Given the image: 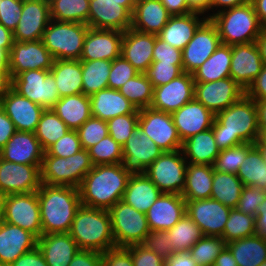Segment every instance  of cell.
Here are the masks:
<instances>
[{"label": "cell", "mask_w": 266, "mask_h": 266, "mask_svg": "<svg viewBox=\"0 0 266 266\" xmlns=\"http://www.w3.org/2000/svg\"><path fill=\"white\" fill-rule=\"evenodd\" d=\"M212 130L220 151L242 143L258 144L260 133L255 101L243 95L216 114Z\"/></svg>", "instance_id": "6da1fadb"}, {"label": "cell", "mask_w": 266, "mask_h": 266, "mask_svg": "<svg viewBox=\"0 0 266 266\" xmlns=\"http://www.w3.org/2000/svg\"><path fill=\"white\" fill-rule=\"evenodd\" d=\"M130 176L122 163L94 165L78 188L81 205L109 210L122 200Z\"/></svg>", "instance_id": "7a4b0ae2"}, {"label": "cell", "mask_w": 266, "mask_h": 266, "mask_svg": "<svg viewBox=\"0 0 266 266\" xmlns=\"http://www.w3.org/2000/svg\"><path fill=\"white\" fill-rule=\"evenodd\" d=\"M42 235L68 233L81 206L79 189L42 183L37 190Z\"/></svg>", "instance_id": "3957f363"}, {"label": "cell", "mask_w": 266, "mask_h": 266, "mask_svg": "<svg viewBox=\"0 0 266 266\" xmlns=\"http://www.w3.org/2000/svg\"><path fill=\"white\" fill-rule=\"evenodd\" d=\"M80 250L104 253L116 247L109 211L81 205L68 232Z\"/></svg>", "instance_id": "277c9868"}, {"label": "cell", "mask_w": 266, "mask_h": 266, "mask_svg": "<svg viewBox=\"0 0 266 266\" xmlns=\"http://www.w3.org/2000/svg\"><path fill=\"white\" fill-rule=\"evenodd\" d=\"M209 19L217 28L221 44L229 46L256 42L264 28L251 2L217 12Z\"/></svg>", "instance_id": "5b68a950"}, {"label": "cell", "mask_w": 266, "mask_h": 266, "mask_svg": "<svg viewBox=\"0 0 266 266\" xmlns=\"http://www.w3.org/2000/svg\"><path fill=\"white\" fill-rule=\"evenodd\" d=\"M93 166L88 150L85 149L67 158L43 156L40 168L41 183L79 188Z\"/></svg>", "instance_id": "8992f818"}, {"label": "cell", "mask_w": 266, "mask_h": 266, "mask_svg": "<svg viewBox=\"0 0 266 266\" xmlns=\"http://www.w3.org/2000/svg\"><path fill=\"white\" fill-rule=\"evenodd\" d=\"M88 29L84 23L51 19L42 41L55 60H80Z\"/></svg>", "instance_id": "52a82bcc"}, {"label": "cell", "mask_w": 266, "mask_h": 266, "mask_svg": "<svg viewBox=\"0 0 266 266\" xmlns=\"http://www.w3.org/2000/svg\"><path fill=\"white\" fill-rule=\"evenodd\" d=\"M116 247L142 244L150 230L145 213L120 200L109 210Z\"/></svg>", "instance_id": "ba28073f"}, {"label": "cell", "mask_w": 266, "mask_h": 266, "mask_svg": "<svg viewBox=\"0 0 266 266\" xmlns=\"http://www.w3.org/2000/svg\"><path fill=\"white\" fill-rule=\"evenodd\" d=\"M11 88L44 109H52L61 98L50 70H27L11 79Z\"/></svg>", "instance_id": "9c48e42d"}, {"label": "cell", "mask_w": 266, "mask_h": 266, "mask_svg": "<svg viewBox=\"0 0 266 266\" xmlns=\"http://www.w3.org/2000/svg\"><path fill=\"white\" fill-rule=\"evenodd\" d=\"M187 163L182 150L163 152L145 174L162 193L181 195L185 187Z\"/></svg>", "instance_id": "30bf717a"}, {"label": "cell", "mask_w": 266, "mask_h": 266, "mask_svg": "<svg viewBox=\"0 0 266 266\" xmlns=\"http://www.w3.org/2000/svg\"><path fill=\"white\" fill-rule=\"evenodd\" d=\"M2 221L31 232L37 239L41 237L42 224L37 191L3 196Z\"/></svg>", "instance_id": "8fae6325"}, {"label": "cell", "mask_w": 266, "mask_h": 266, "mask_svg": "<svg viewBox=\"0 0 266 266\" xmlns=\"http://www.w3.org/2000/svg\"><path fill=\"white\" fill-rule=\"evenodd\" d=\"M136 1L90 0L88 26L125 32L131 28Z\"/></svg>", "instance_id": "7c38bea8"}, {"label": "cell", "mask_w": 266, "mask_h": 266, "mask_svg": "<svg viewBox=\"0 0 266 266\" xmlns=\"http://www.w3.org/2000/svg\"><path fill=\"white\" fill-rule=\"evenodd\" d=\"M138 126L163 152L182 149L183 142L178 135L171 113L151 107L140 109Z\"/></svg>", "instance_id": "4fadbf2b"}, {"label": "cell", "mask_w": 266, "mask_h": 266, "mask_svg": "<svg viewBox=\"0 0 266 266\" xmlns=\"http://www.w3.org/2000/svg\"><path fill=\"white\" fill-rule=\"evenodd\" d=\"M54 57L45 47L42 39L38 41L20 42L14 40L8 54V71L10 78L27 70H50Z\"/></svg>", "instance_id": "5bb4252c"}, {"label": "cell", "mask_w": 266, "mask_h": 266, "mask_svg": "<svg viewBox=\"0 0 266 266\" xmlns=\"http://www.w3.org/2000/svg\"><path fill=\"white\" fill-rule=\"evenodd\" d=\"M221 44L216 26L206 19L182 50L183 72L192 74Z\"/></svg>", "instance_id": "9a60e30c"}, {"label": "cell", "mask_w": 266, "mask_h": 266, "mask_svg": "<svg viewBox=\"0 0 266 266\" xmlns=\"http://www.w3.org/2000/svg\"><path fill=\"white\" fill-rule=\"evenodd\" d=\"M245 90L231 77L211 82H195L194 99L215 115L237 102Z\"/></svg>", "instance_id": "2e32d148"}, {"label": "cell", "mask_w": 266, "mask_h": 266, "mask_svg": "<svg viewBox=\"0 0 266 266\" xmlns=\"http://www.w3.org/2000/svg\"><path fill=\"white\" fill-rule=\"evenodd\" d=\"M41 165L13 163L0 158V194L36 192L41 186Z\"/></svg>", "instance_id": "e0dca14e"}, {"label": "cell", "mask_w": 266, "mask_h": 266, "mask_svg": "<svg viewBox=\"0 0 266 266\" xmlns=\"http://www.w3.org/2000/svg\"><path fill=\"white\" fill-rule=\"evenodd\" d=\"M122 148V166L130 175L145 174L151 163L163 153L139 126H137Z\"/></svg>", "instance_id": "ac0fdd59"}, {"label": "cell", "mask_w": 266, "mask_h": 266, "mask_svg": "<svg viewBox=\"0 0 266 266\" xmlns=\"http://www.w3.org/2000/svg\"><path fill=\"white\" fill-rule=\"evenodd\" d=\"M231 209L213 198L186 201V214L205 236L222 237Z\"/></svg>", "instance_id": "d6986e66"}, {"label": "cell", "mask_w": 266, "mask_h": 266, "mask_svg": "<svg viewBox=\"0 0 266 266\" xmlns=\"http://www.w3.org/2000/svg\"><path fill=\"white\" fill-rule=\"evenodd\" d=\"M195 81L192 74L183 72L167 84L154 87L151 108L172 113L194 99Z\"/></svg>", "instance_id": "ffe728a7"}, {"label": "cell", "mask_w": 266, "mask_h": 266, "mask_svg": "<svg viewBox=\"0 0 266 266\" xmlns=\"http://www.w3.org/2000/svg\"><path fill=\"white\" fill-rule=\"evenodd\" d=\"M50 20L48 0H23L21 18L13 31L14 40L20 42L41 40Z\"/></svg>", "instance_id": "44dd1931"}, {"label": "cell", "mask_w": 266, "mask_h": 266, "mask_svg": "<svg viewBox=\"0 0 266 266\" xmlns=\"http://www.w3.org/2000/svg\"><path fill=\"white\" fill-rule=\"evenodd\" d=\"M123 32L90 28L86 33L80 60H109L121 56Z\"/></svg>", "instance_id": "7402d4cb"}, {"label": "cell", "mask_w": 266, "mask_h": 266, "mask_svg": "<svg viewBox=\"0 0 266 266\" xmlns=\"http://www.w3.org/2000/svg\"><path fill=\"white\" fill-rule=\"evenodd\" d=\"M262 66L256 42L231 46L230 77L245 91L261 72Z\"/></svg>", "instance_id": "603a6c76"}, {"label": "cell", "mask_w": 266, "mask_h": 266, "mask_svg": "<svg viewBox=\"0 0 266 266\" xmlns=\"http://www.w3.org/2000/svg\"><path fill=\"white\" fill-rule=\"evenodd\" d=\"M4 110L17 131L35 132L41 114L45 110L37 103L31 102L10 88L0 101Z\"/></svg>", "instance_id": "cb8c5ba5"}, {"label": "cell", "mask_w": 266, "mask_h": 266, "mask_svg": "<svg viewBox=\"0 0 266 266\" xmlns=\"http://www.w3.org/2000/svg\"><path fill=\"white\" fill-rule=\"evenodd\" d=\"M171 116L182 142L212 128L216 117L212 111L195 99L172 112Z\"/></svg>", "instance_id": "d4e9b609"}, {"label": "cell", "mask_w": 266, "mask_h": 266, "mask_svg": "<svg viewBox=\"0 0 266 266\" xmlns=\"http://www.w3.org/2000/svg\"><path fill=\"white\" fill-rule=\"evenodd\" d=\"M186 213V201L179 194L162 193L145 213L150 231L168 230Z\"/></svg>", "instance_id": "484cf974"}, {"label": "cell", "mask_w": 266, "mask_h": 266, "mask_svg": "<svg viewBox=\"0 0 266 266\" xmlns=\"http://www.w3.org/2000/svg\"><path fill=\"white\" fill-rule=\"evenodd\" d=\"M155 34L142 33L132 28L123 32L121 56L139 73H144L153 62Z\"/></svg>", "instance_id": "4316f807"}, {"label": "cell", "mask_w": 266, "mask_h": 266, "mask_svg": "<svg viewBox=\"0 0 266 266\" xmlns=\"http://www.w3.org/2000/svg\"><path fill=\"white\" fill-rule=\"evenodd\" d=\"M44 153L34 132L16 131L0 150V158L13 163L41 165Z\"/></svg>", "instance_id": "83f0119b"}, {"label": "cell", "mask_w": 266, "mask_h": 266, "mask_svg": "<svg viewBox=\"0 0 266 266\" xmlns=\"http://www.w3.org/2000/svg\"><path fill=\"white\" fill-rule=\"evenodd\" d=\"M37 246V238L19 226L0 222V264L9 266Z\"/></svg>", "instance_id": "f1b7e54d"}, {"label": "cell", "mask_w": 266, "mask_h": 266, "mask_svg": "<svg viewBox=\"0 0 266 266\" xmlns=\"http://www.w3.org/2000/svg\"><path fill=\"white\" fill-rule=\"evenodd\" d=\"M37 247L48 266H68L80 250L69 233H52L41 235Z\"/></svg>", "instance_id": "f546056e"}, {"label": "cell", "mask_w": 266, "mask_h": 266, "mask_svg": "<svg viewBox=\"0 0 266 266\" xmlns=\"http://www.w3.org/2000/svg\"><path fill=\"white\" fill-rule=\"evenodd\" d=\"M171 16L160 0H136L131 28L158 35Z\"/></svg>", "instance_id": "4dcf8cb0"}, {"label": "cell", "mask_w": 266, "mask_h": 266, "mask_svg": "<svg viewBox=\"0 0 266 266\" xmlns=\"http://www.w3.org/2000/svg\"><path fill=\"white\" fill-rule=\"evenodd\" d=\"M206 19L205 15L198 12L171 16L167 24L158 34V37L172 47L183 50L193 38L195 31Z\"/></svg>", "instance_id": "1f68e13d"}, {"label": "cell", "mask_w": 266, "mask_h": 266, "mask_svg": "<svg viewBox=\"0 0 266 266\" xmlns=\"http://www.w3.org/2000/svg\"><path fill=\"white\" fill-rule=\"evenodd\" d=\"M91 115L103 121L134 113L135 106L119 91L106 88L90 96Z\"/></svg>", "instance_id": "d6a6232c"}, {"label": "cell", "mask_w": 266, "mask_h": 266, "mask_svg": "<svg viewBox=\"0 0 266 266\" xmlns=\"http://www.w3.org/2000/svg\"><path fill=\"white\" fill-rule=\"evenodd\" d=\"M184 158L191 164L213 166L220 150L217 148L212 128L193 135L183 141Z\"/></svg>", "instance_id": "836d02e7"}, {"label": "cell", "mask_w": 266, "mask_h": 266, "mask_svg": "<svg viewBox=\"0 0 266 266\" xmlns=\"http://www.w3.org/2000/svg\"><path fill=\"white\" fill-rule=\"evenodd\" d=\"M161 194L146 174L131 175L122 201L137 211L146 213Z\"/></svg>", "instance_id": "e575fe53"}, {"label": "cell", "mask_w": 266, "mask_h": 266, "mask_svg": "<svg viewBox=\"0 0 266 266\" xmlns=\"http://www.w3.org/2000/svg\"><path fill=\"white\" fill-rule=\"evenodd\" d=\"M213 175L214 166L187 163L185 187L181 194L185 201L210 198Z\"/></svg>", "instance_id": "d590c367"}, {"label": "cell", "mask_w": 266, "mask_h": 266, "mask_svg": "<svg viewBox=\"0 0 266 266\" xmlns=\"http://www.w3.org/2000/svg\"><path fill=\"white\" fill-rule=\"evenodd\" d=\"M52 110L70 130H77L92 116L90 97L83 93L61 97Z\"/></svg>", "instance_id": "8d00e7d4"}, {"label": "cell", "mask_w": 266, "mask_h": 266, "mask_svg": "<svg viewBox=\"0 0 266 266\" xmlns=\"http://www.w3.org/2000/svg\"><path fill=\"white\" fill-rule=\"evenodd\" d=\"M50 71L60 97L83 93L80 60H54Z\"/></svg>", "instance_id": "74e56055"}, {"label": "cell", "mask_w": 266, "mask_h": 266, "mask_svg": "<svg viewBox=\"0 0 266 266\" xmlns=\"http://www.w3.org/2000/svg\"><path fill=\"white\" fill-rule=\"evenodd\" d=\"M231 46L220 44L216 51L193 73L195 82H211L230 77Z\"/></svg>", "instance_id": "f35d334b"}, {"label": "cell", "mask_w": 266, "mask_h": 266, "mask_svg": "<svg viewBox=\"0 0 266 266\" xmlns=\"http://www.w3.org/2000/svg\"><path fill=\"white\" fill-rule=\"evenodd\" d=\"M238 266H259L266 261V239L256 234L226 244Z\"/></svg>", "instance_id": "ab89813d"}, {"label": "cell", "mask_w": 266, "mask_h": 266, "mask_svg": "<svg viewBox=\"0 0 266 266\" xmlns=\"http://www.w3.org/2000/svg\"><path fill=\"white\" fill-rule=\"evenodd\" d=\"M237 176L244 186H253L266 190L265 153L259 144H256L247 153Z\"/></svg>", "instance_id": "60d3db41"}, {"label": "cell", "mask_w": 266, "mask_h": 266, "mask_svg": "<svg viewBox=\"0 0 266 266\" xmlns=\"http://www.w3.org/2000/svg\"><path fill=\"white\" fill-rule=\"evenodd\" d=\"M243 187L237 174L219 172L214 169L210 198L233 209L237 207Z\"/></svg>", "instance_id": "b9f144b4"}, {"label": "cell", "mask_w": 266, "mask_h": 266, "mask_svg": "<svg viewBox=\"0 0 266 266\" xmlns=\"http://www.w3.org/2000/svg\"><path fill=\"white\" fill-rule=\"evenodd\" d=\"M83 94L91 96L108 88V77L112 66L109 60H80Z\"/></svg>", "instance_id": "7bdbcfd3"}, {"label": "cell", "mask_w": 266, "mask_h": 266, "mask_svg": "<svg viewBox=\"0 0 266 266\" xmlns=\"http://www.w3.org/2000/svg\"><path fill=\"white\" fill-rule=\"evenodd\" d=\"M50 18L54 21L88 25L90 0H48Z\"/></svg>", "instance_id": "ee69618b"}, {"label": "cell", "mask_w": 266, "mask_h": 266, "mask_svg": "<svg viewBox=\"0 0 266 266\" xmlns=\"http://www.w3.org/2000/svg\"><path fill=\"white\" fill-rule=\"evenodd\" d=\"M174 252L189 251L204 235L199 226L185 213L178 223L167 230Z\"/></svg>", "instance_id": "f6af8a7d"}, {"label": "cell", "mask_w": 266, "mask_h": 266, "mask_svg": "<svg viewBox=\"0 0 266 266\" xmlns=\"http://www.w3.org/2000/svg\"><path fill=\"white\" fill-rule=\"evenodd\" d=\"M69 130L67 125L52 109H45L34 133L40 141L43 150L46 151Z\"/></svg>", "instance_id": "bcb514c9"}, {"label": "cell", "mask_w": 266, "mask_h": 266, "mask_svg": "<svg viewBox=\"0 0 266 266\" xmlns=\"http://www.w3.org/2000/svg\"><path fill=\"white\" fill-rule=\"evenodd\" d=\"M136 109L151 106L154 87L144 73H138L118 89Z\"/></svg>", "instance_id": "7dc6e473"}, {"label": "cell", "mask_w": 266, "mask_h": 266, "mask_svg": "<svg viewBox=\"0 0 266 266\" xmlns=\"http://www.w3.org/2000/svg\"><path fill=\"white\" fill-rule=\"evenodd\" d=\"M255 233V217L240 212L236 208L231 209L222 235L226 244L253 236Z\"/></svg>", "instance_id": "c3c4849f"}, {"label": "cell", "mask_w": 266, "mask_h": 266, "mask_svg": "<svg viewBox=\"0 0 266 266\" xmlns=\"http://www.w3.org/2000/svg\"><path fill=\"white\" fill-rule=\"evenodd\" d=\"M226 247L220 236H203L189 250L198 266H213L217 256Z\"/></svg>", "instance_id": "681fc988"}, {"label": "cell", "mask_w": 266, "mask_h": 266, "mask_svg": "<svg viewBox=\"0 0 266 266\" xmlns=\"http://www.w3.org/2000/svg\"><path fill=\"white\" fill-rule=\"evenodd\" d=\"M93 165L119 164L123 160V148L110 135L88 149Z\"/></svg>", "instance_id": "f907efd6"}, {"label": "cell", "mask_w": 266, "mask_h": 266, "mask_svg": "<svg viewBox=\"0 0 266 266\" xmlns=\"http://www.w3.org/2000/svg\"><path fill=\"white\" fill-rule=\"evenodd\" d=\"M253 143H242L240 145L221 150L214 163V169L219 172L237 174L239 168L246 158L247 153L255 146Z\"/></svg>", "instance_id": "816d5d0a"}, {"label": "cell", "mask_w": 266, "mask_h": 266, "mask_svg": "<svg viewBox=\"0 0 266 266\" xmlns=\"http://www.w3.org/2000/svg\"><path fill=\"white\" fill-rule=\"evenodd\" d=\"M138 120V109L134 113L114 117L107 121L108 134L123 146L137 128Z\"/></svg>", "instance_id": "f5cc1de1"}, {"label": "cell", "mask_w": 266, "mask_h": 266, "mask_svg": "<svg viewBox=\"0 0 266 266\" xmlns=\"http://www.w3.org/2000/svg\"><path fill=\"white\" fill-rule=\"evenodd\" d=\"M82 149L88 150L108 134L107 121L91 116L77 130Z\"/></svg>", "instance_id": "db71d44e"}, {"label": "cell", "mask_w": 266, "mask_h": 266, "mask_svg": "<svg viewBox=\"0 0 266 266\" xmlns=\"http://www.w3.org/2000/svg\"><path fill=\"white\" fill-rule=\"evenodd\" d=\"M182 73L183 65L166 64L161 61H153L144 72L153 87L167 84Z\"/></svg>", "instance_id": "11a10c76"}, {"label": "cell", "mask_w": 266, "mask_h": 266, "mask_svg": "<svg viewBox=\"0 0 266 266\" xmlns=\"http://www.w3.org/2000/svg\"><path fill=\"white\" fill-rule=\"evenodd\" d=\"M80 150H82V146L77 131L69 130L45 151L44 156L67 158Z\"/></svg>", "instance_id": "9f6ffc18"}, {"label": "cell", "mask_w": 266, "mask_h": 266, "mask_svg": "<svg viewBox=\"0 0 266 266\" xmlns=\"http://www.w3.org/2000/svg\"><path fill=\"white\" fill-rule=\"evenodd\" d=\"M266 198V190L253 186H244L236 209L256 217L260 205Z\"/></svg>", "instance_id": "6f0895ef"}, {"label": "cell", "mask_w": 266, "mask_h": 266, "mask_svg": "<svg viewBox=\"0 0 266 266\" xmlns=\"http://www.w3.org/2000/svg\"><path fill=\"white\" fill-rule=\"evenodd\" d=\"M138 73L139 72L127 60L120 56L112 61L108 77V88L118 90Z\"/></svg>", "instance_id": "680465c9"}, {"label": "cell", "mask_w": 266, "mask_h": 266, "mask_svg": "<svg viewBox=\"0 0 266 266\" xmlns=\"http://www.w3.org/2000/svg\"><path fill=\"white\" fill-rule=\"evenodd\" d=\"M170 243L167 230H156L149 232L142 245L166 261L173 254V246Z\"/></svg>", "instance_id": "91938a15"}, {"label": "cell", "mask_w": 266, "mask_h": 266, "mask_svg": "<svg viewBox=\"0 0 266 266\" xmlns=\"http://www.w3.org/2000/svg\"><path fill=\"white\" fill-rule=\"evenodd\" d=\"M23 0H0V23L14 31L21 18Z\"/></svg>", "instance_id": "94428289"}, {"label": "cell", "mask_w": 266, "mask_h": 266, "mask_svg": "<svg viewBox=\"0 0 266 266\" xmlns=\"http://www.w3.org/2000/svg\"><path fill=\"white\" fill-rule=\"evenodd\" d=\"M153 61H161V63L172 65H183L182 50L172 47L156 35L153 49Z\"/></svg>", "instance_id": "6125c7cd"}, {"label": "cell", "mask_w": 266, "mask_h": 266, "mask_svg": "<svg viewBox=\"0 0 266 266\" xmlns=\"http://www.w3.org/2000/svg\"><path fill=\"white\" fill-rule=\"evenodd\" d=\"M131 251L134 266H165V260L142 244L127 247Z\"/></svg>", "instance_id": "be15d7a7"}, {"label": "cell", "mask_w": 266, "mask_h": 266, "mask_svg": "<svg viewBox=\"0 0 266 266\" xmlns=\"http://www.w3.org/2000/svg\"><path fill=\"white\" fill-rule=\"evenodd\" d=\"M101 266H134L127 247H115L102 253Z\"/></svg>", "instance_id": "e7e4bbea"}, {"label": "cell", "mask_w": 266, "mask_h": 266, "mask_svg": "<svg viewBox=\"0 0 266 266\" xmlns=\"http://www.w3.org/2000/svg\"><path fill=\"white\" fill-rule=\"evenodd\" d=\"M245 94L255 102L266 100V65L262 66L261 72L247 88Z\"/></svg>", "instance_id": "03108f58"}, {"label": "cell", "mask_w": 266, "mask_h": 266, "mask_svg": "<svg viewBox=\"0 0 266 266\" xmlns=\"http://www.w3.org/2000/svg\"><path fill=\"white\" fill-rule=\"evenodd\" d=\"M102 253L93 250H79L68 266H101Z\"/></svg>", "instance_id": "003e7915"}, {"label": "cell", "mask_w": 266, "mask_h": 266, "mask_svg": "<svg viewBox=\"0 0 266 266\" xmlns=\"http://www.w3.org/2000/svg\"><path fill=\"white\" fill-rule=\"evenodd\" d=\"M9 266H48L42 253L36 246L33 250L24 253Z\"/></svg>", "instance_id": "a7ac6f4b"}, {"label": "cell", "mask_w": 266, "mask_h": 266, "mask_svg": "<svg viewBox=\"0 0 266 266\" xmlns=\"http://www.w3.org/2000/svg\"><path fill=\"white\" fill-rule=\"evenodd\" d=\"M16 131L15 125L0 107V150L7 144Z\"/></svg>", "instance_id": "89a4df30"}, {"label": "cell", "mask_w": 266, "mask_h": 266, "mask_svg": "<svg viewBox=\"0 0 266 266\" xmlns=\"http://www.w3.org/2000/svg\"><path fill=\"white\" fill-rule=\"evenodd\" d=\"M165 262V266H198L189 251L174 252Z\"/></svg>", "instance_id": "2644e50d"}, {"label": "cell", "mask_w": 266, "mask_h": 266, "mask_svg": "<svg viewBox=\"0 0 266 266\" xmlns=\"http://www.w3.org/2000/svg\"><path fill=\"white\" fill-rule=\"evenodd\" d=\"M160 2L172 16L186 15L193 12L186 0H160Z\"/></svg>", "instance_id": "8c879c8a"}, {"label": "cell", "mask_w": 266, "mask_h": 266, "mask_svg": "<svg viewBox=\"0 0 266 266\" xmlns=\"http://www.w3.org/2000/svg\"><path fill=\"white\" fill-rule=\"evenodd\" d=\"M250 2V0H210V10L213 13H208V19L222 10L240 6ZM215 9V10H214ZM218 9V10H217ZM217 10V11H216Z\"/></svg>", "instance_id": "753ad0ef"}, {"label": "cell", "mask_w": 266, "mask_h": 266, "mask_svg": "<svg viewBox=\"0 0 266 266\" xmlns=\"http://www.w3.org/2000/svg\"><path fill=\"white\" fill-rule=\"evenodd\" d=\"M256 235L262 239H266V198L259 207V211L255 217Z\"/></svg>", "instance_id": "34e18365"}, {"label": "cell", "mask_w": 266, "mask_h": 266, "mask_svg": "<svg viewBox=\"0 0 266 266\" xmlns=\"http://www.w3.org/2000/svg\"><path fill=\"white\" fill-rule=\"evenodd\" d=\"M13 43H14L13 32L5 28L0 23V48L4 49L9 54L13 46Z\"/></svg>", "instance_id": "11e5206c"}, {"label": "cell", "mask_w": 266, "mask_h": 266, "mask_svg": "<svg viewBox=\"0 0 266 266\" xmlns=\"http://www.w3.org/2000/svg\"><path fill=\"white\" fill-rule=\"evenodd\" d=\"M260 137L266 132V100L256 101Z\"/></svg>", "instance_id": "2a66077c"}, {"label": "cell", "mask_w": 266, "mask_h": 266, "mask_svg": "<svg viewBox=\"0 0 266 266\" xmlns=\"http://www.w3.org/2000/svg\"><path fill=\"white\" fill-rule=\"evenodd\" d=\"M213 266H238L230 250L225 247L217 256Z\"/></svg>", "instance_id": "b9fcfbb0"}, {"label": "cell", "mask_w": 266, "mask_h": 266, "mask_svg": "<svg viewBox=\"0 0 266 266\" xmlns=\"http://www.w3.org/2000/svg\"><path fill=\"white\" fill-rule=\"evenodd\" d=\"M189 8L193 12H198L206 16L208 19V12L210 10V0H186ZM207 13V14H206Z\"/></svg>", "instance_id": "09005b40"}, {"label": "cell", "mask_w": 266, "mask_h": 266, "mask_svg": "<svg viewBox=\"0 0 266 266\" xmlns=\"http://www.w3.org/2000/svg\"><path fill=\"white\" fill-rule=\"evenodd\" d=\"M260 24L266 28V0H250Z\"/></svg>", "instance_id": "979ff035"}, {"label": "cell", "mask_w": 266, "mask_h": 266, "mask_svg": "<svg viewBox=\"0 0 266 266\" xmlns=\"http://www.w3.org/2000/svg\"><path fill=\"white\" fill-rule=\"evenodd\" d=\"M11 88V78L8 69H0V101Z\"/></svg>", "instance_id": "deb4b68c"}, {"label": "cell", "mask_w": 266, "mask_h": 266, "mask_svg": "<svg viewBox=\"0 0 266 266\" xmlns=\"http://www.w3.org/2000/svg\"><path fill=\"white\" fill-rule=\"evenodd\" d=\"M256 44L260 52L262 64L266 65V28H263L256 39Z\"/></svg>", "instance_id": "67dfc351"}, {"label": "cell", "mask_w": 266, "mask_h": 266, "mask_svg": "<svg viewBox=\"0 0 266 266\" xmlns=\"http://www.w3.org/2000/svg\"><path fill=\"white\" fill-rule=\"evenodd\" d=\"M0 69H8V53L0 48Z\"/></svg>", "instance_id": "b62a3aed"}, {"label": "cell", "mask_w": 266, "mask_h": 266, "mask_svg": "<svg viewBox=\"0 0 266 266\" xmlns=\"http://www.w3.org/2000/svg\"><path fill=\"white\" fill-rule=\"evenodd\" d=\"M258 144L261 146L266 156V132L260 137Z\"/></svg>", "instance_id": "603ad722"}, {"label": "cell", "mask_w": 266, "mask_h": 266, "mask_svg": "<svg viewBox=\"0 0 266 266\" xmlns=\"http://www.w3.org/2000/svg\"><path fill=\"white\" fill-rule=\"evenodd\" d=\"M2 201H3V196L0 194V222L2 221Z\"/></svg>", "instance_id": "5803f987"}]
</instances>
